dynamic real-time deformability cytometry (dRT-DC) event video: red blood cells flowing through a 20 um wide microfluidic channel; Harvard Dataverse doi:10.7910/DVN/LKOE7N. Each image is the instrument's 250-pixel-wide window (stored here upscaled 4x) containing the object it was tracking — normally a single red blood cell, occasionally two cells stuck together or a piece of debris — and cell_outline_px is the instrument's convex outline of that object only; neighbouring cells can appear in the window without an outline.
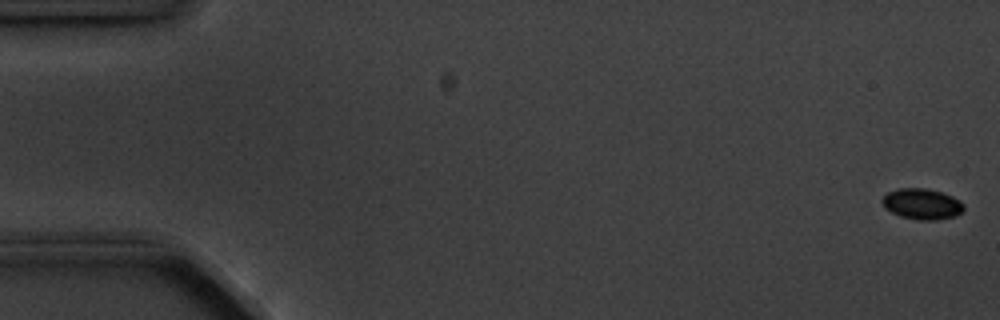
{"species": "common noctule bat (a hibernating species)", "species_latin": "Nyctalus noctula", "temperature_condition": "cold", "stored_images_in_passage": 6, "camera_frame_rate_fps": 3000, "um_per_image_px": 0.085, "animal": {"sex": "male", "body_mass_g": 20.1, "forearm_length_mm": 53.5}, "frame": {"image": 1, "passage_image": 1, "time_ms": 0.0, "image_size_px": [1000, 320], "cell_outline_px": [[964, 208], [956, 216], [936, 220], [920, 220], [900, 216], [884, 208], [880, 200], [888, 192], [900, 188], [924, 188], [940, 192], [952, 196], [960, 200], [964, 204]], "centroid_in_image_um": [78.36, 17.34], "position_along_channel_um": 6.6, "area_um2": 14.62}}
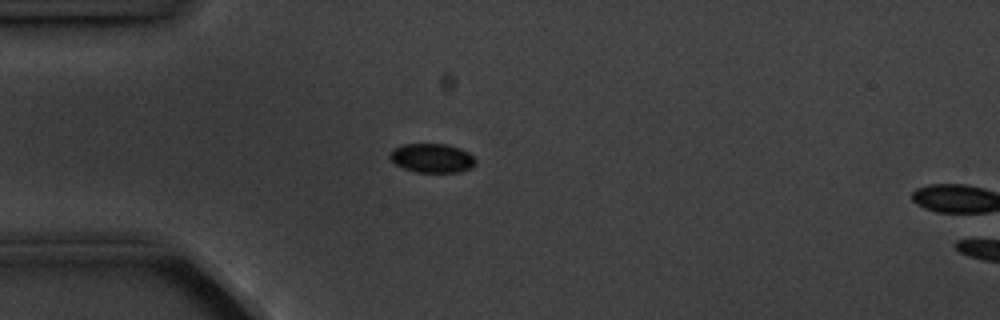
{"frame": {"image": 2, "passage_image": 5, "time_ms": 4.667, "image_size_px": [1000, 320], "cell_outline_px": [[476, 164], [472, 168], [460, 172], [416, 172], [404, 168], [396, 164], [388, 156], [392, 148], [404, 144], [448, 144], [460, 148], [468, 152], [476, 160]], "centroid_in_image_um": [36.73, 13.43], "position_along_channel_um": 48.3, "area_um2": 14.62}}